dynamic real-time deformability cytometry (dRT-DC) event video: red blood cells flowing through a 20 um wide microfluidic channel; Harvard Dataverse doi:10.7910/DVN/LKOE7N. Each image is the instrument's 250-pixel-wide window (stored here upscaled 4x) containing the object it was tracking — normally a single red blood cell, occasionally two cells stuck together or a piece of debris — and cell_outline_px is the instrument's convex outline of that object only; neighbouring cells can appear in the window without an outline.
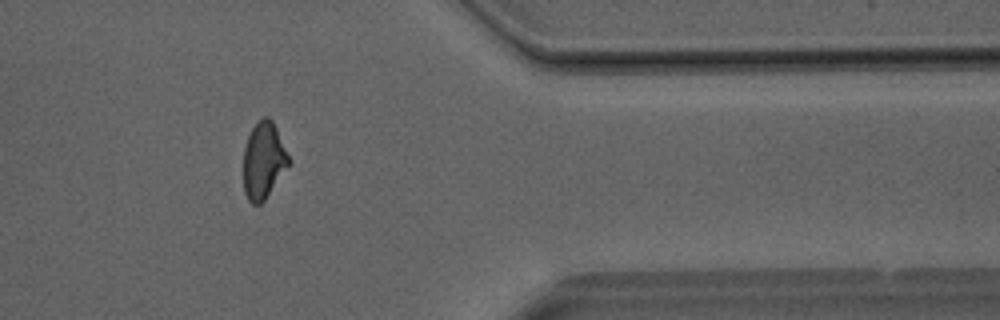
{"species": "Egyptian fruit bat (a non-hibernating species)", "species_latin": "Rousettus aegyptiacus", "temperature_condition": "room temperature", "stored_images_in_passage": 31, "camera_frame_rate_fps": 3000, "um_per_image_px": 0.085, "animal": {"sex": "male"}, "frame": {"image": 1, "passage_image": 27, "time_ms": 8.667, "image_size_px": [1000, 320], "cell_outline_px": [[292, 160], [264, 200], [260, 204], [252, 204], [248, 200], [244, 192], [244, 148], [248, 136], [252, 128], [264, 116], [268, 116], [272, 120]], "centroid_in_image_um": [22.41, 13.64], "position_along_channel_um": 389.0, "area_um2": 20.06}}